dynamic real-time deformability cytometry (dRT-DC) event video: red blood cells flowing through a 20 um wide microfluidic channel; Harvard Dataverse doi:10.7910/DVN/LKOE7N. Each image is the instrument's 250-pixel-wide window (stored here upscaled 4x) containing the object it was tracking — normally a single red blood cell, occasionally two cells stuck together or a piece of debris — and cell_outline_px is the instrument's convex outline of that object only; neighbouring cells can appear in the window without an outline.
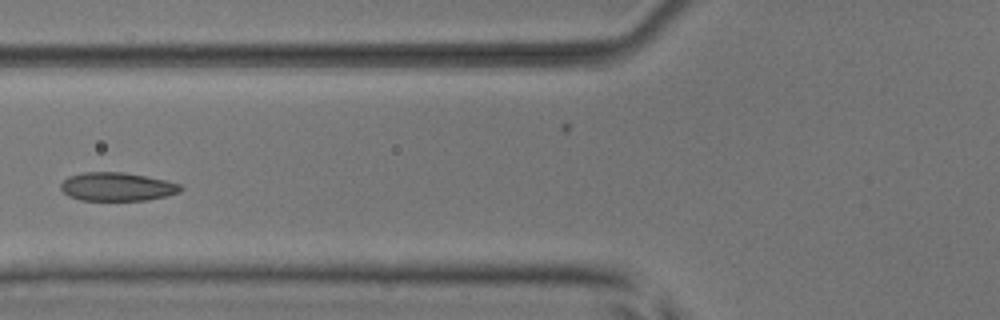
{"species": "common noctule bat (a hibernating species)", "species_latin": "Nyctalus noctula", "temperature_condition": "room temperature", "stored_images_in_passage": 6, "camera_frame_rate_fps": 3000, "um_per_image_px": 0.085, "animal": {"sex": "male", "body_mass_g": 17.9, "forearm_length_mm": 54.2}, "frame": {"image": 1, "passage_image": 5, "time_ms": 1.333, "image_size_px": [1000, 320], "cell_outline_px": [[184, 188], [180, 192], [168, 196], [148, 200], [80, 200], [68, 196], [60, 188], [60, 184], [68, 176], [84, 172], [124, 172], [164, 180], [180, 184]], "centroid_in_image_um": [9.95, 15.87], "position_along_channel_um": 115.8, "area_um2": 19.94}}
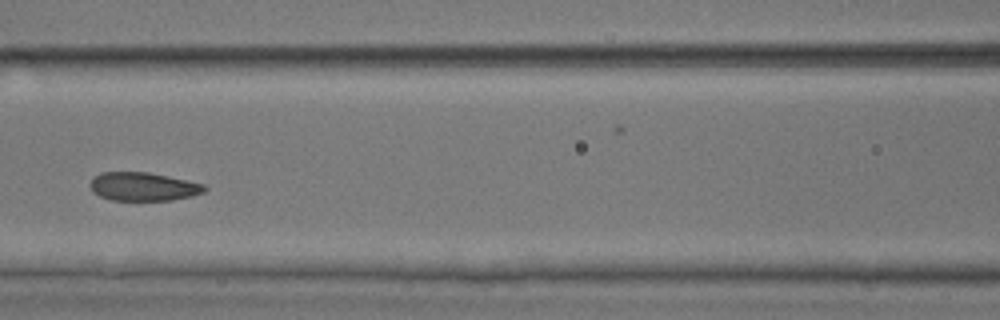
{"frame": {"image": 2, "passage_image": 6, "time_ms": 1.667, "image_size_px": [1000, 320], "cell_outline_px": [[208, 188], [204, 192], [192, 196], [172, 200], [112, 200], [100, 196], [92, 192], [88, 184], [100, 172], [148, 172], [168, 176], [204, 184]], "centroid_in_image_um": [12.17, 15.86], "position_along_channel_um": 154.4, "area_um2": 19.02}}